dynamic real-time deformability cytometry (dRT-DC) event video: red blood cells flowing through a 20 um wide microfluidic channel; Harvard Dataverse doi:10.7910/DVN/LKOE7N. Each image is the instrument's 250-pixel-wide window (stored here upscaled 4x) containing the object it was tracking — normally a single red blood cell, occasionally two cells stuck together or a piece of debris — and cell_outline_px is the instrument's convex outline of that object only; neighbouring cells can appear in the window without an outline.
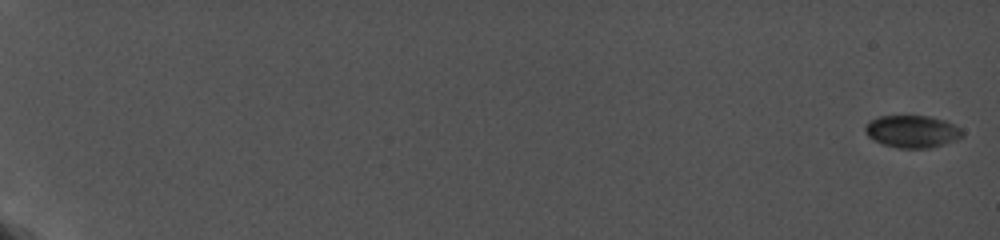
{"species": "common noctule bat (a hibernating species)", "species_latin": "Nyctalus noctula", "temperature_condition": "cold", "stored_images_in_passage": 15, "camera_frame_rate_fps": 5000, "um_per_image_px": 0.085, "animal": {"sex": "female", "body_mass_g": 19.0, "forearm_length_mm": 56.7}, "frame": {"image": 1, "passage_image": 1, "time_ms": 0.0, "image_size_px": [1000, 240], "cell_outline_px": [[964, 136], [956, 140], [944, 144], [928, 148], [900, 148], [884, 144], [872, 140], [868, 136], [864, 128], [864, 124], [868, 120], [880, 116], [932, 116], [944, 120], [960, 128], [964, 132]], "centroid_in_image_um": [77.52, 11.17], "position_along_channel_um": 7.5, "area_um2": 18.44}}